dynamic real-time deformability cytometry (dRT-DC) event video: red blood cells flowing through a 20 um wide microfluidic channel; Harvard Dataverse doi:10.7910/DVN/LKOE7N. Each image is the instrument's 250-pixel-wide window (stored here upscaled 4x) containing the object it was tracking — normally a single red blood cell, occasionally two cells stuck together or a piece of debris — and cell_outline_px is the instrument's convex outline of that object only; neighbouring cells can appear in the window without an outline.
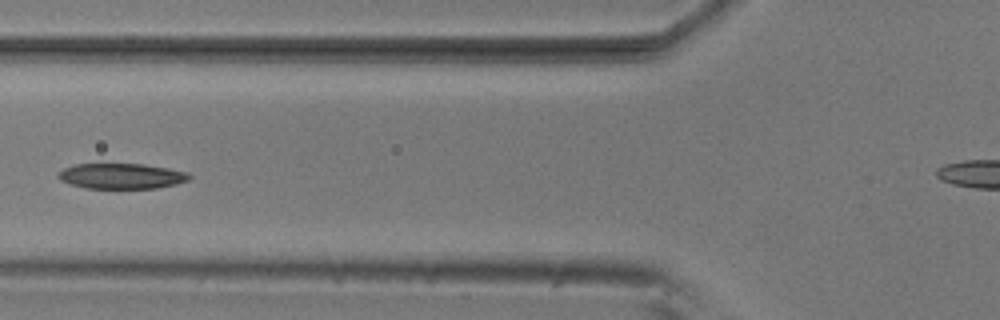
{"species": "common noctule bat (a hibernating species)", "species_latin": "Nyctalus noctula", "temperature_condition": "room temperature", "stored_images_in_passage": 6, "camera_frame_rate_fps": 3000, "um_per_image_px": 0.085, "animal": {"sex": "male", "body_mass_g": 20.5, "forearm_length_mm": 52.5}, "frame": {"image": 1, "passage_image": 5, "time_ms": 1.333, "image_size_px": [1000, 320], "cell_outline_px": [[192, 176], [188, 180], [176, 184], [156, 188], [88, 188], [68, 184], [60, 180], [56, 176], [64, 168], [76, 164], [144, 164], [168, 168], [188, 172]], "centroid_in_image_um": [10.33, 14.96], "position_along_channel_um": 115.5, "area_um2": 19.42}}
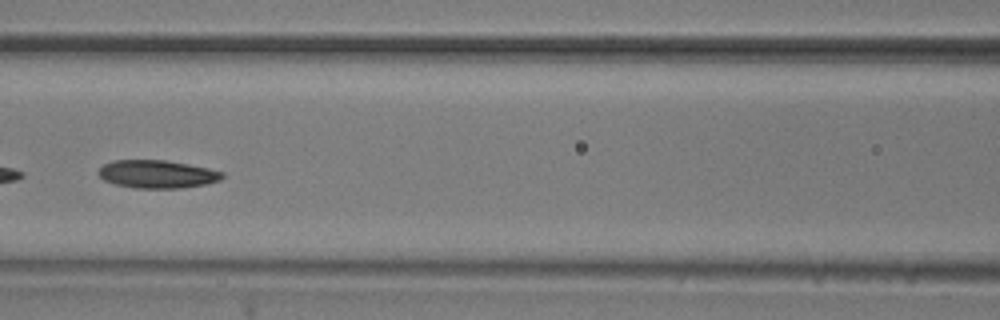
{"frame": {"image": 2, "passage_image": 6, "time_ms": 1.667, "image_size_px": [1000, 320], "cell_outline_px": [[224, 176], [220, 180], [208, 184], [180, 188], [136, 188], [116, 184], [104, 180], [96, 172], [104, 164], [112, 160], [164, 160], [188, 164], [208, 168], [224, 172]], "centroid_in_image_um": [13.37, 14.8], "position_along_channel_um": 153.2, "area_um2": 20.23}}